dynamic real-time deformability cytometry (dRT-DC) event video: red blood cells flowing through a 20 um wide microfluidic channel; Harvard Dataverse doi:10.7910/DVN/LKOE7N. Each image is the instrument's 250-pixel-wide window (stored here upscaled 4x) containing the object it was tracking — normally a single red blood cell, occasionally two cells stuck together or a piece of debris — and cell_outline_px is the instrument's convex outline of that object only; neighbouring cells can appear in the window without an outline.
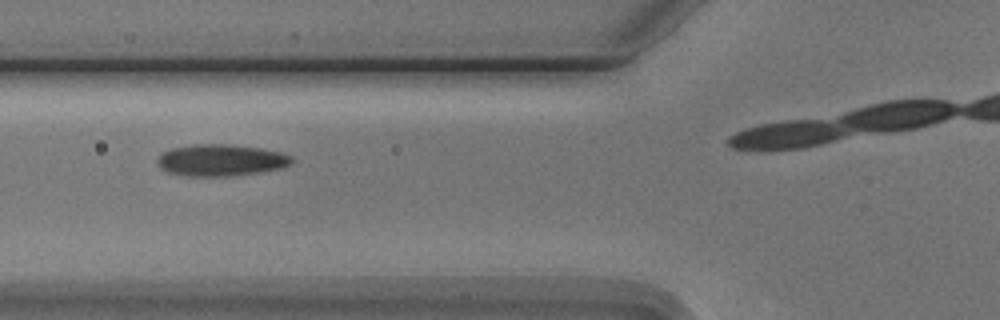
{"species": "Egyptian fruit bat (a non-hibernating species)", "species_latin": "Rousettus aegyptiacus", "temperature_condition": "cold", "stored_images_in_passage": 5, "camera_frame_rate_fps": 3000, "um_per_image_px": 0.085, "animal": {"sex": "male"}, "frame": {"image": 1, "passage_image": 4, "time_ms": 3.333, "image_size_px": [1000, 320], "cell_outline_px": [[292, 160], [288, 164], [280, 168], [260, 172], [228, 176], [188, 176], [168, 172], [160, 168], [156, 160], [160, 152], [172, 148], [196, 144], [228, 144], [264, 148], [280, 152], [292, 156]], "centroid_in_image_um": [18.73, 13.6], "position_along_channel_um": 107.1, "area_um2": 24.85}}